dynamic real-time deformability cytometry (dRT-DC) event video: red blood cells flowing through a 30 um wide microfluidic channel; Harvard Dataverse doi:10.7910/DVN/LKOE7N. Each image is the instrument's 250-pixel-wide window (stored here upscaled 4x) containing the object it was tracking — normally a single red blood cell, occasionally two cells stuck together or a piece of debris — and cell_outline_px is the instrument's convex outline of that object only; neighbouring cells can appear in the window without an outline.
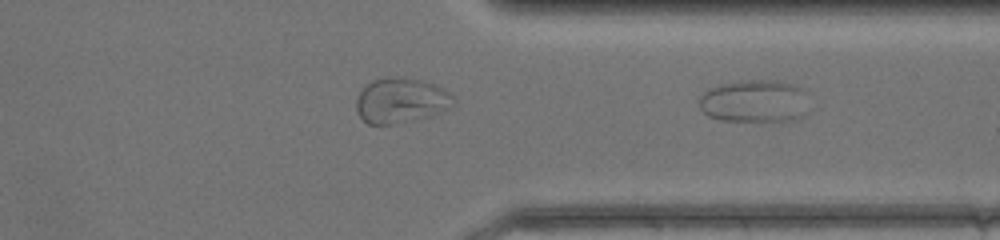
{"species": "common noctule bat (a hibernating species)", "species_latin": "Nyctalus noctula", "temperature_condition": "warm", "stored_images_in_passage": 23, "camera_frame_rate_fps": 3000, "um_per_image_px": 0.085, "animal": {"sex": "female", "body_mass_g": 17.0, "forearm_length_mm": 48.0}, "frame": {"image": 1, "passage_image": 23, "time_ms": 7.333, "image_size_px": [1000, 240], "cell_outline_px": [[808, 112], [804, 116], [788, 120], [724, 120], [708, 116], [700, 108], [700, 96], [708, 88], [720, 84], [744, 80], [780, 80], [804, 88]], "centroid_in_image_um": [64.15, 8.57], "position_along_channel_um": 347.3, "area_um2": 27.28}}